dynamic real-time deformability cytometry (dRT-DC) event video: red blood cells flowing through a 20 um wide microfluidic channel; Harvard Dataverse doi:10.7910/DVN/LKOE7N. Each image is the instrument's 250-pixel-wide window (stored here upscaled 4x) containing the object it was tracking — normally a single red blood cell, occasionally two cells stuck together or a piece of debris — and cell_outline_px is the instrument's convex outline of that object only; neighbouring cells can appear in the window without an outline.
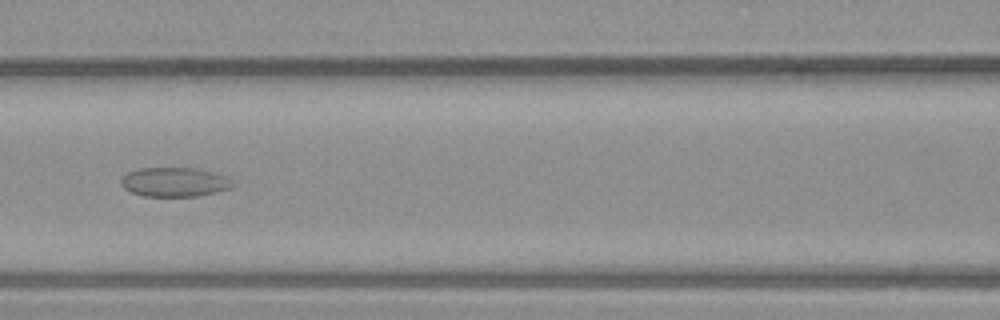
{"species": "common noctule bat (a hibernating species)", "species_latin": "Nyctalus noctula", "temperature_condition": "warm", "stored_images_in_passage": 54, "camera_frame_rate_fps": 3000, "um_per_image_px": 0.085, "animal": {"sex": "male", "body_mass_g": 23.1, "forearm_length_mm": 52.7}, "frame": {"image": 1, "passage_image": 23, "time_ms": 7.333, "image_size_px": [1000, 320], "cell_outline_px": [[236, 184], [232, 188], [200, 196], [144, 196], [132, 192], [124, 188], [120, 184], [120, 180], [128, 172], [140, 168], [196, 168], [228, 176]], "centroid_in_image_um": [14.88, 15.47], "position_along_channel_um": 151.7, "area_um2": 19.19}}
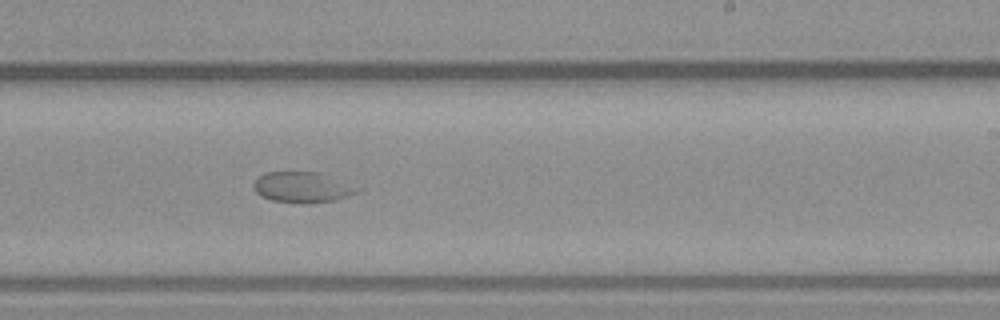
{"frame": {"image": 2, "passage_image": 32, "time_ms": 10.333, "image_size_px": [1000, 320], "cell_outline_px": [[364, 188], [348, 196], [336, 200], [272, 200], [260, 196], [256, 192], [252, 184], [264, 172], [320, 172]], "centroid_in_image_um": [25.73, 15.85], "position_along_channel_um": 263.3, "area_um2": 17.8}}
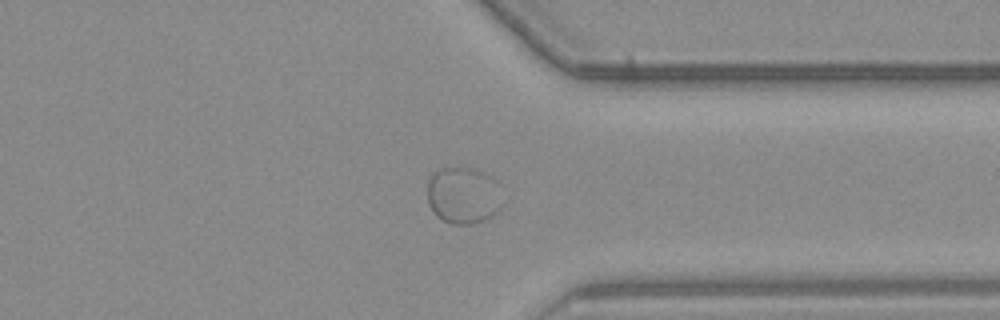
{"frame": {"image": 3, "passage_image": 41, "time_ms": 13.333, "image_size_px": [1000, 320], "cell_outline_px": [[504, 204], [500, 212], [484, 220], [472, 224], [452, 224], [436, 216], [428, 204], [428, 180], [432, 172], [436, 168], [476, 168], [496, 176]], "centroid_in_image_um": [39.44, 16.59], "position_along_channel_um": 372.0, "area_um2": 25.78}}